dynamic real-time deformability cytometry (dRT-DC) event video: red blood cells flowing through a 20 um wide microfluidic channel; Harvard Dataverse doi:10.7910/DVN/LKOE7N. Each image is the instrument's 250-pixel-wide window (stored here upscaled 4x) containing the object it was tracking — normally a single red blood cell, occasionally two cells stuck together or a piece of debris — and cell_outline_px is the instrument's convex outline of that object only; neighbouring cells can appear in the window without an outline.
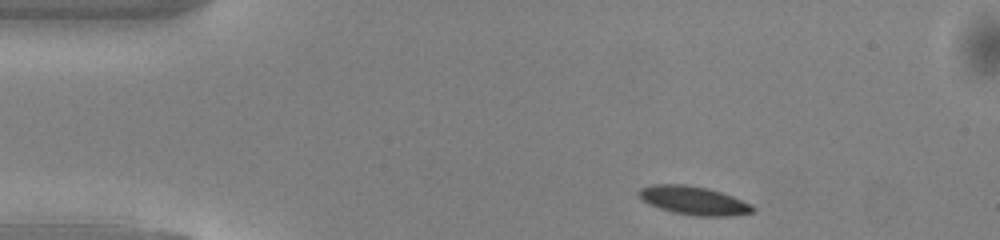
{"species": "common noctule bat (a hibernating species)", "species_latin": "Nyctalus noctula", "temperature_condition": "warm", "stored_images_in_passage": 43, "camera_frame_rate_fps": 3000, "um_per_image_px": 0.085, "animal": {"sex": "male", "body_mass_g": 13.0, "forearm_length_mm": 53.1}, "frame": {"image": 1, "passage_image": 1, "time_ms": 0.0, "image_size_px": [1000, 240], "cell_outline_px": [[756, 208], [752, 212], [732, 216], [696, 216], [676, 212], [660, 208], [644, 200], [636, 192], [640, 188], [652, 184], [684, 184], [708, 188], [732, 196], [752, 204]], "centroid_in_image_um": [58.99, 17.03], "position_along_channel_um": 26.0, "area_um2": 18.73}}
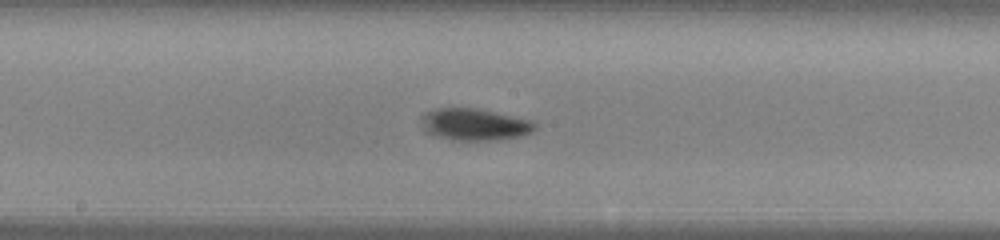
{"frame": {"image": 2, "passage_image": 19, "time_ms": 6.0, "image_size_px": [1000, 240], "cell_outline_px": [[536, 128], [532, 132], [524, 136], [496, 140], [452, 140], [436, 136], [424, 128], [428, 112], [436, 108], [476, 108], [532, 120], [536, 124]], "centroid_in_image_um": [40.47, 10.59], "position_along_channel_um": 207.7, "area_um2": 20.63}}
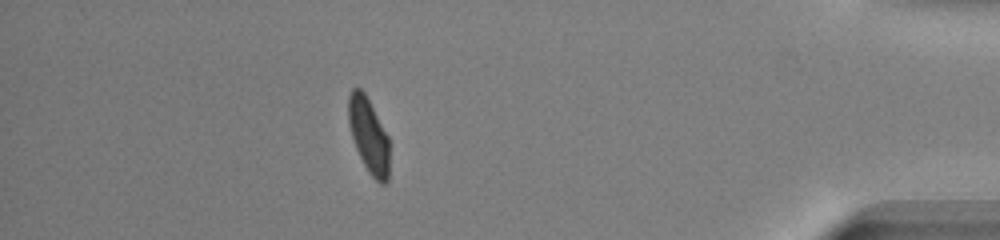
{"frame": {"image": 3, "passage_image": 37, "time_ms": 12.0, "image_size_px": [1000, 240], "cell_outline_px": [[388, 180], [384, 184], [380, 184], [368, 172], [356, 148], [348, 124], [348, 96], [352, 88], [360, 88], [364, 92], [388, 136]], "centroid_in_image_um": [31.32, 11.5], "position_along_channel_um": 403.9, "area_um2": 17.63}, "authors_computed_cell_mechanics": {"area_um2": 18.9006, "velocity_mm_per_s": 4.1098, "shape_relaxation_time_tau1_ms": 2.2917, "shape_relaxation_time_tau2_ms": 1.1884, "deformation_change_tau1": 0.1275, "deformation_change_tau2": 0.0656}}